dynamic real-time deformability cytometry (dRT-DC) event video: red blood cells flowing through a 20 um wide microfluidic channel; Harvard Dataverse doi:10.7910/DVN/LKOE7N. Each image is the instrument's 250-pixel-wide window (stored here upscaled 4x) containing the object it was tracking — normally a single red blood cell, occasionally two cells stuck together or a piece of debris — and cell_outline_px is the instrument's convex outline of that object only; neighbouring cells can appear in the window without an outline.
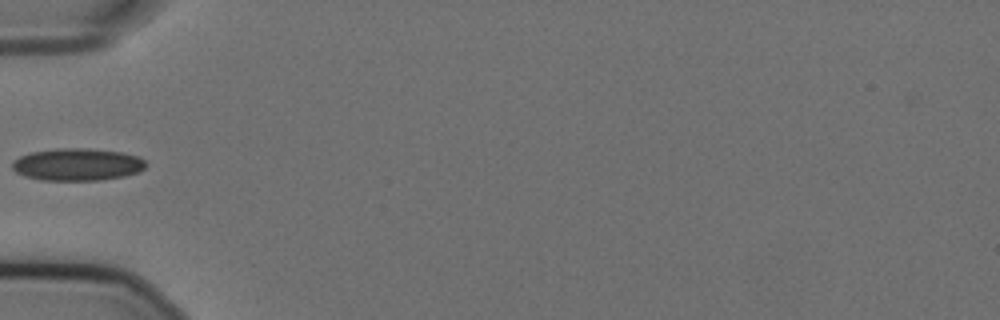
{"species": "Egyptian fruit bat (a non-hibernating species)", "species_latin": "Rousettus aegyptiacus", "temperature_condition": "cold", "stored_images_in_passage": 3, "camera_frame_rate_fps": 3000, "um_per_image_px": 0.085, "animal": {"sex": "female"}, "frame": {"image": 1, "passage_image": 1, "time_ms": 0.0, "image_size_px": [1000, 320], "cell_outline_px": [[148, 164], [140, 172], [124, 176], [100, 180], [40, 180], [24, 176], [16, 172], [12, 168], [12, 160], [20, 156], [32, 152], [56, 148], [84, 148], [120, 152], [140, 156]], "centroid_in_image_um": [6.58, 13.98], "position_along_channel_um": 78.4, "area_um2": 25.32}}